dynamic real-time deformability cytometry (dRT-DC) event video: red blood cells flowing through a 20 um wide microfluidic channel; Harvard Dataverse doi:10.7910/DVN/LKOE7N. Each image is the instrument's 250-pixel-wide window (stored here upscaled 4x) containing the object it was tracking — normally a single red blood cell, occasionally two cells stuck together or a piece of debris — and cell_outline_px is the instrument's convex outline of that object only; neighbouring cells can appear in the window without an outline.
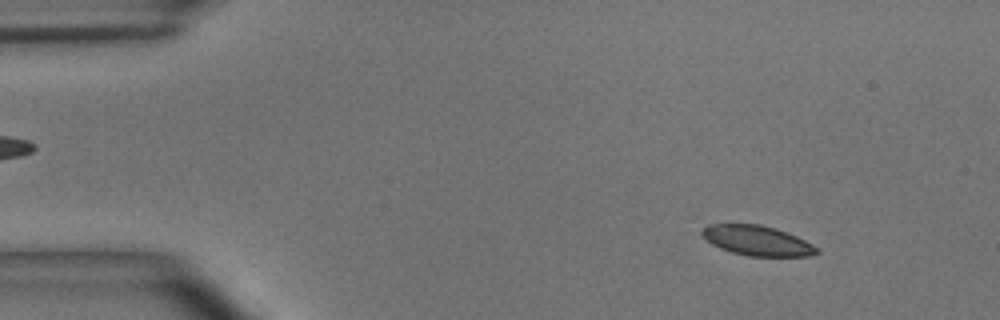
{"species": "common noctule bat (a hibernating species)", "species_latin": "Nyctalus noctula", "temperature_condition": "room temperature", "stored_images_in_passage": 49, "camera_frame_rate_fps": 3000, "um_per_image_px": 0.085, "animal": {"sex": "male", "body_mass_g": 15.6}, "frame": {"image": 1, "passage_image": 4, "time_ms": 1.0, "image_size_px": [1000, 320], "cell_outline_px": [[820, 252], [808, 256], [748, 256], [732, 252], [720, 248], [712, 244], [700, 232], [708, 224], [760, 224], [776, 228], [796, 236], [820, 248]], "centroid_in_image_um": [64.38, 20.45], "position_along_channel_um": 20.6, "area_um2": 19.94}}
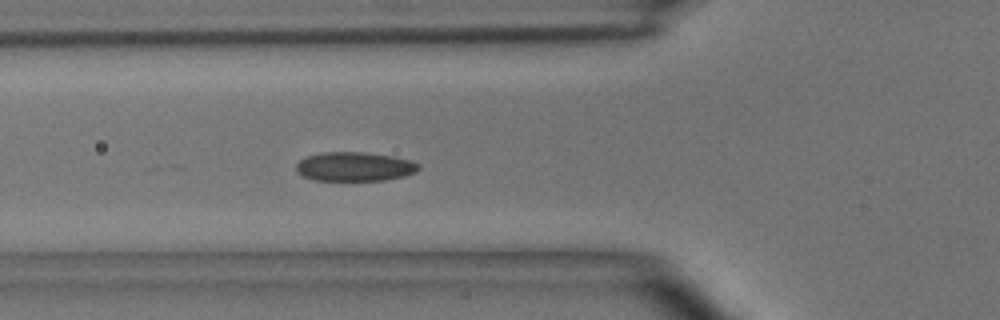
{"frame": {"image": 2, "passage_image": 16, "time_ms": 5.0, "image_size_px": [1000, 320], "cell_outline_px": [[420, 168], [416, 172], [404, 176], [384, 180], [312, 180], [296, 172], [296, 164], [300, 160], [308, 156], [320, 152], [364, 152], [392, 156], [412, 160], [420, 164]], "centroid_in_image_um": [30.15, 14.16], "position_along_channel_um": 95.6, "area_um2": 20.87}}
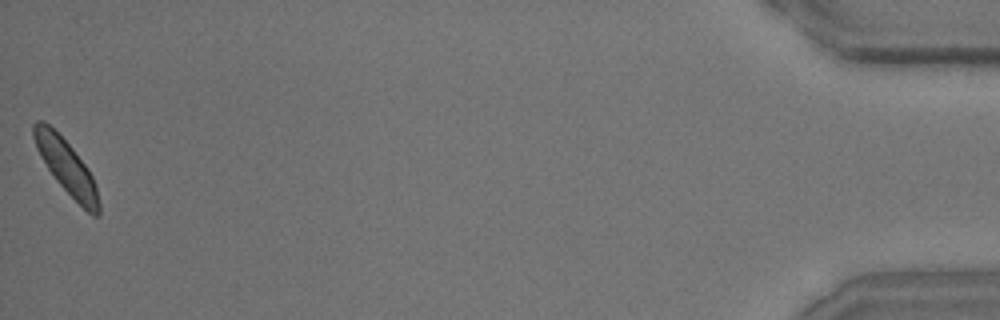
{"frame": {"image": 3, "passage_image": 49, "time_ms": 16.0, "image_size_px": [1000, 320], "cell_outline_px": [[100, 216], [92, 216], [56, 180], [40, 156], [36, 148], [32, 136], [32, 124], [36, 120], [44, 120], [72, 148], [88, 168], [92, 176], [96, 188], [100, 204]], "centroid_in_image_um": [5.63, 14.16], "position_along_channel_um": 429.6, "area_um2": 20.17}, "authors_computed_cell_mechanics": {"area_um2": 20.5768, "velocity_mm_per_s": 3.8935, "shape_relaxation_time_tau1_ms": 3.0617, "shape_relaxation_time_tau2_ms": 1.8126, "deformation_change_tau1": 0.0818, "deformation_change_tau2": 0.0452}}